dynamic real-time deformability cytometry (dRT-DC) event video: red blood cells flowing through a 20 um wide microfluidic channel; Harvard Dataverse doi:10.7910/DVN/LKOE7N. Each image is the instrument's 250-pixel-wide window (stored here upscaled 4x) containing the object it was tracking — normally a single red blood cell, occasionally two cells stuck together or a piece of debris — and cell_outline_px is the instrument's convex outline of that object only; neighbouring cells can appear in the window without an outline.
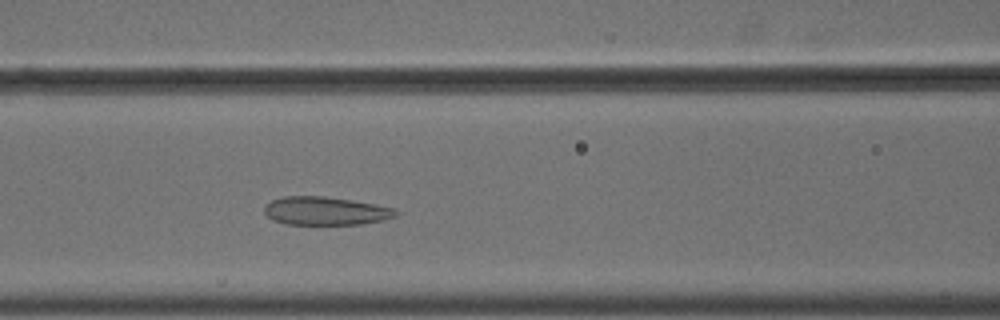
{"species": "common noctule bat (a hibernating species)", "species_latin": "Nyctalus noctula", "temperature_condition": "cold", "stored_images_in_passage": 47, "camera_frame_rate_fps": 3000, "um_per_image_px": 0.085, "animal": {"sex": "male", "body_mass_g": 18.8}, "frame": {"image": 1, "passage_image": 16, "time_ms": 5.0, "image_size_px": [1000, 320], "cell_outline_px": [[396, 216], [384, 220], [360, 224], [284, 224], [272, 220], [264, 212], [264, 208], [272, 200], [284, 196], [324, 196], [352, 200], [392, 208], [396, 212]], "centroid_in_image_um": [27.63, 17.93], "position_along_channel_um": 139.0, "area_um2": 21.44}}
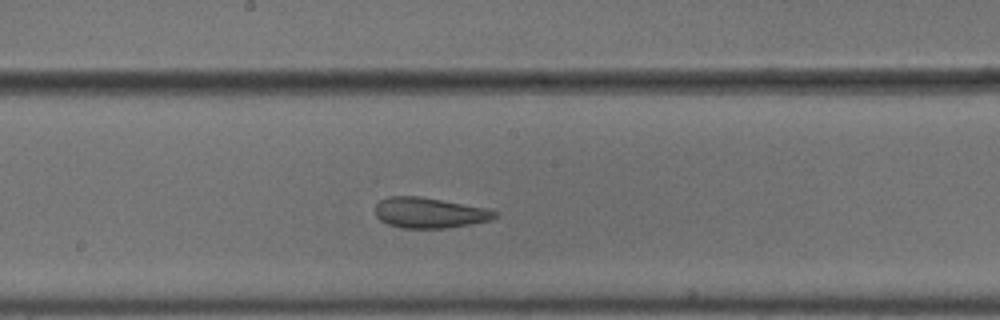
{"frame": {"image": 2, "passage_image": 22, "time_ms": 7.0, "image_size_px": [1000, 320], "cell_outline_px": [[496, 216], [488, 220], [448, 228], [404, 228], [388, 224], [380, 220], [376, 216], [376, 204], [380, 200], [388, 196], [420, 196], [484, 208], [496, 212]], "centroid_in_image_um": [36.42, 18.08], "position_along_channel_um": 211.8, "area_um2": 20.87}}
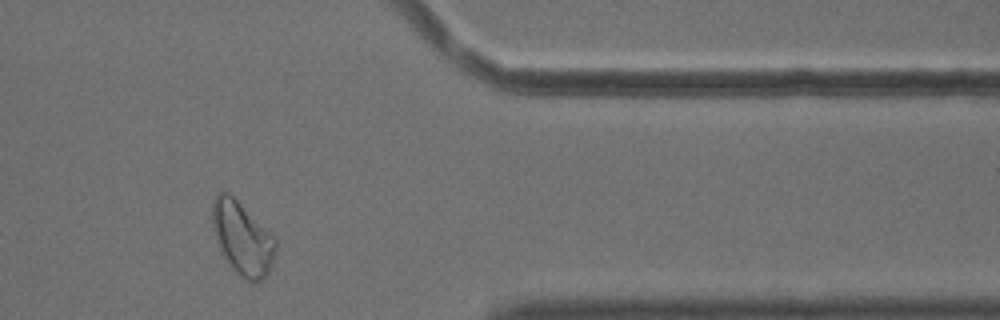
{"frame": {"image": 3, "passage_image": 38, "time_ms": 12.333, "image_size_px": [1000, 320], "cell_outline_px": [[276, 248], [272, 264], [268, 272], [260, 280], [244, 280], [228, 264], [220, 252], [212, 228], [212, 200], [216, 192], [228, 192], [276, 240]], "centroid_in_image_um": [20.54, 20.26], "position_along_channel_um": 390.9, "area_um2": 26.47}, "authors_computed_cell_mechanics": {"area_um2": 23.8136, "velocity_mm_per_s": 3.6387, "shape_relaxation_time_tau1_ms": null, "shape_relaxation_time_tau2_ms": 1.5493, "deformation_change_tau1": null, "deformation_change_tau2": 0.0852}}